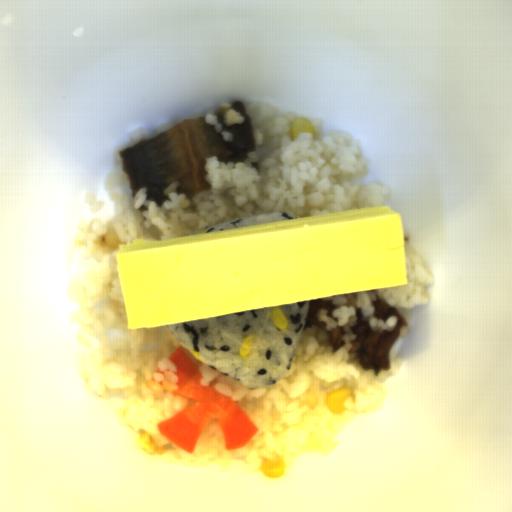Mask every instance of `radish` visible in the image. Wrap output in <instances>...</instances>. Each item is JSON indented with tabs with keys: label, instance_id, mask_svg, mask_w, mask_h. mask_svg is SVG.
<instances>
[{
	"label": "radish",
	"instance_id": "obj_1",
	"mask_svg": "<svg viewBox=\"0 0 512 512\" xmlns=\"http://www.w3.org/2000/svg\"><path fill=\"white\" fill-rule=\"evenodd\" d=\"M167 358L176 368L173 374L177 376V388L172 390V396L198 403L157 423L159 434L183 452L191 454L211 419H215L226 451L248 445L258 428L231 395L202 385L200 367L181 346Z\"/></svg>",
	"mask_w": 512,
	"mask_h": 512
}]
</instances>
